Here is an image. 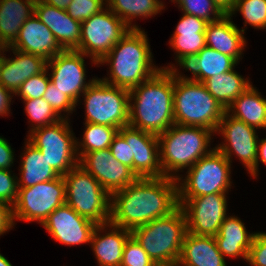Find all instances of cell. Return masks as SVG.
<instances>
[{
    "label": "cell",
    "mask_w": 266,
    "mask_h": 266,
    "mask_svg": "<svg viewBox=\"0 0 266 266\" xmlns=\"http://www.w3.org/2000/svg\"><path fill=\"white\" fill-rule=\"evenodd\" d=\"M178 206L177 179L165 176L138 178L111 195L110 222L132 231L171 214Z\"/></svg>",
    "instance_id": "cell-1"
},
{
    "label": "cell",
    "mask_w": 266,
    "mask_h": 266,
    "mask_svg": "<svg viewBox=\"0 0 266 266\" xmlns=\"http://www.w3.org/2000/svg\"><path fill=\"white\" fill-rule=\"evenodd\" d=\"M129 90L130 126L159 135L174 122V64Z\"/></svg>",
    "instance_id": "cell-2"
},
{
    "label": "cell",
    "mask_w": 266,
    "mask_h": 266,
    "mask_svg": "<svg viewBox=\"0 0 266 266\" xmlns=\"http://www.w3.org/2000/svg\"><path fill=\"white\" fill-rule=\"evenodd\" d=\"M144 30L130 29L127 34L117 42L98 65L109 67V77L102 78L103 82L122 87L128 90L150 79L161 68L153 63V54L147 34Z\"/></svg>",
    "instance_id": "cell-3"
},
{
    "label": "cell",
    "mask_w": 266,
    "mask_h": 266,
    "mask_svg": "<svg viewBox=\"0 0 266 266\" xmlns=\"http://www.w3.org/2000/svg\"><path fill=\"white\" fill-rule=\"evenodd\" d=\"M214 133L203 127L173 124L158 135L163 177L177 179L212 149ZM173 172V173H172ZM178 173V175H177Z\"/></svg>",
    "instance_id": "cell-4"
},
{
    "label": "cell",
    "mask_w": 266,
    "mask_h": 266,
    "mask_svg": "<svg viewBox=\"0 0 266 266\" xmlns=\"http://www.w3.org/2000/svg\"><path fill=\"white\" fill-rule=\"evenodd\" d=\"M174 69L173 113L178 125L203 127L214 134L226 110L203 83L186 79Z\"/></svg>",
    "instance_id": "cell-5"
},
{
    "label": "cell",
    "mask_w": 266,
    "mask_h": 266,
    "mask_svg": "<svg viewBox=\"0 0 266 266\" xmlns=\"http://www.w3.org/2000/svg\"><path fill=\"white\" fill-rule=\"evenodd\" d=\"M186 233V216L180 205L171 214L131 231V235L158 266L177 265Z\"/></svg>",
    "instance_id": "cell-6"
},
{
    "label": "cell",
    "mask_w": 266,
    "mask_h": 266,
    "mask_svg": "<svg viewBox=\"0 0 266 266\" xmlns=\"http://www.w3.org/2000/svg\"><path fill=\"white\" fill-rule=\"evenodd\" d=\"M66 204L96 224L110 222L111 195L79 164L63 176Z\"/></svg>",
    "instance_id": "cell-7"
},
{
    "label": "cell",
    "mask_w": 266,
    "mask_h": 266,
    "mask_svg": "<svg viewBox=\"0 0 266 266\" xmlns=\"http://www.w3.org/2000/svg\"><path fill=\"white\" fill-rule=\"evenodd\" d=\"M185 178L179 175L178 197H198L212 193L228 194L231 189V163L214 147L191 168ZM181 176V177H180Z\"/></svg>",
    "instance_id": "cell-8"
},
{
    "label": "cell",
    "mask_w": 266,
    "mask_h": 266,
    "mask_svg": "<svg viewBox=\"0 0 266 266\" xmlns=\"http://www.w3.org/2000/svg\"><path fill=\"white\" fill-rule=\"evenodd\" d=\"M82 96L85 102V122L118 129L129 124L128 89L109 85L97 77Z\"/></svg>",
    "instance_id": "cell-9"
},
{
    "label": "cell",
    "mask_w": 266,
    "mask_h": 266,
    "mask_svg": "<svg viewBox=\"0 0 266 266\" xmlns=\"http://www.w3.org/2000/svg\"><path fill=\"white\" fill-rule=\"evenodd\" d=\"M69 120L63 118L52 125L37 128L27 136V140L42 152L51 168L60 176L79 164L77 138Z\"/></svg>",
    "instance_id": "cell-10"
},
{
    "label": "cell",
    "mask_w": 266,
    "mask_h": 266,
    "mask_svg": "<svg viewBox=\"0 0 266 266\" xmlns=\"http://www.w3.org/2000/svg\"><path fill=\"white\" fill-rule=\"evenodd\" d=\"M129 30L130 28L106 6L99 13L81 22L80 44L75 51L85 54L98 66V62Z\"/></svg>",
    "instance_id": "cell-11"
},
{
    "label": "cell",
    "mask_w": 266,
    "mask_h": 266,
    "mask_svg": "<svg viewBox=\"0 0 266 266\" xmlns=\"http://www.w3.org/2000/svg\"><path fill=\"white\" fill-rule=\"evenodd\" d=\"M65 203L63 176L28 188H18L17 200L12 206L14 222L15 220L36 221L42 225L56 208Z\"/></svg>",
    "instance_id": "cell-12"
},
{
    "label": "cell",
    "mask_w": 266,
    "mask_h": 266,
    "mask_svg": "<svg viewBox=\"0 0 266 266\" xmlns=\"http://www.w3.org/2000/svg\"><path fill=\"white\" fill-rule=\"evenodd\" d=\"M226 197V194L220 193L198 197H178V203L186 216L187 232L215 236L228 214Z\"/></svg>",
    "instance_id": "cell-13"
},
{
    "label": "cell",
    "mask_w": 266,
    "mask_h": 266,
    "mask_svg": "<svg viewBox=\"0 0 266 266\" xmlns=\"http://www.w3.org/2000/svg\"><path fill=\"white\" fill-rule=\"evenodd\" d=\"M256 131L255 127L249 126L225 112L215 131V133L222 135L224 142L218 144L215 148L230 163H232V155L235 154L249 173L255 167L257 160L259 137Z\"/></svg>",
    "instance_id": "cell-14"
},
{
    "label": "cell",
    "mask_w": 266,
    "mask_h": 266,
    "mask_svg": "<svg viewBox=\"0 0 266 266\" xmlns=\"http://www.w3.org/2000/svg\"><path fill=\"white\" fill-rule=\"evenodd\" d=\"M85 54L75 50H64L47 61L50 82L67 95L77 106L80 96L97 79L86 82ZM50 68V69H49Z\"/></svg>",
    "instance_id": "cell-15"
},
{
    "label": "cell",
    "mask_w": 266,
    "mask_h": 266,
    "mask_svg": "<svg viewBox=\"0 0 266 266\" xmlns=\"http://www.w3.org/2000/svg\"><path fill=\"white\" fill-rule=\"evenodd\" d=\"M79 165L89 172L110 195L138 179L130 167L113 157L109 148L86 153L79 160Z\"/></svg>",
    "instance_id": "cell-16"
},
{
    "label": "cell",
    "mask_w": 266,
    "mask_h": 266,
    "mask_svg": "<svg viewBox=\"0 0 266 266\" xmlns=\"http://www.w3.org/2000/svg\"><path fill=\"white\" fill-rule=\"evenodd\" d=\"M42 226L51 237L64 245L76 246L90 244L92 233L97 224L79 215L66 203L56 208Z\"/></svg>",
    "instance_id": "cell-17"
},
{
    "label": "cell",
    "mask_w": 266,
    "mask_h": 266,
    "mask_svg": "<svg viewBox=\"0 0 266 266\" xmlns=\"http://www.w3.org/2000/svg\"><path fill=\"white\" fill-rule=\"evenodd\" d=\"M11 50L14 58H7L4 52ZM47 69V60L41 56L16 49L3 48L0 61V84L13 95L27 79Z\"/></svg>",
    "instance_id": "cell-18"
},
{
    "label": "cell",
    "mask_w": 266,
    "mask_h": 266,
    "mask_svg": "<svg viewBox=\"0 0 266 266\" xmlns=\"http://www.w3.org/2000/svg\"><path fill=\"white\" fill-rule=\"evenodd\" d=\"M9 49L38 55L47 61L64 51L50 29L35 14L22 25Z\"/></svg>",
    "instance_id": "cell-19"
},
{
    "label": "cell",
    "mask_w": 266,
    "mask_h": 266,
    "mask_svg": "<svg viewBox=\"0 0 266 266\" xmlns=\"http://www.w3.org/2000/svg\"><path fill=\"white\" fill-rule=\"evenodd\" d=\"M207 24L202 18L183 13L169 40L170 46L176 52L175 61L180 68L206 46Z\"/></svg>",
    "instance_id": "cell-20"
},
{
    "label": "cell",
    "mask_w": 266,
    "mask_h": 266,
    "mask_svg": "<svg viewBox=\"0 0 266 266\" xmlns=\"http://www.w3.org/2000/svg\"><path fill=\"white\" fill-rule=\"evenodd\" d=\"M35 16L44 23L64 50H75L81 39V22L72 19L67 11L36 0Z\"/></svg>",
    "instance_id": "cell-21"
},
{
    "label": "cell",
    "mask_w": 266,
    "mask_h": 266,
    "mask_svg": "<svg viewBox=\"0 0 266 266\" xmlns=\"http://www.w3.org/2000/svg\"><path fill=\"white\" fill-rule=\"evenodd\" d=\"M131 157L138 178L163 177L158 135L131 126Z\"/></svg>",
    "instance_id": "cell-22"
},
{
    "label": "cell",
    "mask_w": 266,
    "mask_h": 266,
    "mask_svg": "<svg viewBox=\"0 0 266 266\" xmlns=\"http://www.w3.org/2000/svg\"><path fill=\"white\" fill-rule=\"evenodd\" d=\"M231 17L225 14L216 21L208 22L205 31L206 46L232 57L239 63L247 44L244 37L245 28L239 29Z\"/></svg>",
    "instance_id": "cell-23"
},
{
    "label": "cell",
    "mask_w": 266,
    "mask_h": 266,
    "mask_svg": "<svg viewBox=\"0 0 266 266\" xmlns=\"http://www.w3.org/2000/svg\"><path fill=\"white\" fill-rule=\"evenodd\" d=\"M108 233H106L108 230ZM105 231V232H104ZM105 233L103 235L99 233ZM131 231L111 222L97 224L92 236L90 245L99 266H120L123 256V249Z\"/></svg>",
    "instance_id": "cell-24"
},
{
    "label": "cell",
    "mask_w": 266,
    "mask_h": 266,
    "mask_svg": "<svg viewBox=\"0 0 266 266\" xmlns=\"http://www.w3.org/2000/svg\"><path fill=\"white\" fill-rule=\"evenodd\" d=\"M225 259L217 247L214 236L187 232L176 266H227Z\"/></svg>",
    "instance_id": "cell-25"
},
{
    "label": "cell",
    "mask_w": 266,
    "mask_h": 266,
    "mask_svg": "<svg viewBox=\"0 0 266 266\" xmlns=\"http://www.w3.org/2000/svg\"><path fill=\"white\" fill-rule=\"evenodd\" d=\"M255 233H248L244 223L237 216H227L219 232L214 236L222 256L247 260Z\"/></svg>",
    "instance_id": "cell-26"
},
{
    "label": "cell",
    "mask_w": 266,
    "mask_h": 266,
    "mask_svg": "<svg viewBox=\"0 0 266 266\" xmlns=\"http://www.w3.org/2000/svg\"><path fill=\"white\" fill-rule=\"evenodd\" d=\"M36 0H0V47H10L25 21L34 14Z\"/></svg>",
    "instance_id": "cell-27"
},
{
    "label": "cell",
    "mask_w": 266,
    "mask_h": 266,
    "mask_svg": "<svg viewBox=\"0 0 266 266\" xmlns=\"http://www.w3.org/2000/svg\"><path fill=\"white\" fill-rule=\"evenodd\" d=\"M237 64L232 57L205 46L181 68L192 73L193 78L183 75L186 79L203 83L212 76L233 70Z\"/></svg>",
    "instance_id": "cell-28"
},
{
    "label": "cell",
    "mask_w": 266,
    "mask_h": 266,
    "mask_svg": "<svg viewBox=\"0 0 266 266\" xmlns=\"http://www.w3.org/2000/svg\"><path fill=\"white\" fill-rule=\"evenodd\" d=\"M21 155L20 177L17 179L18 188H28L60 176L51 168L42 152L27 139Z\"/></svg>",
    "instance_id": "cell-29"
},
{
    "label": "cell",
    "mask_w": 266,
    "mask_h": 266,
    "mask_svg": "<svg viewBox=\"0 0 266 266\" xmlns=\"http://www.w3.org/2000/svg\"><path fill=\"white\" fill-rule=\"evenodd\" d=\"M226 112L256 129H266V98L253 85L237 97Z\"/></svg>",
    "instance_id": "cell-30"
},
{
    "label": "cell",
    "mask_w": 266,
    "mask_h": 266,
    "mask_svg": "<svg viewBox=\"0 0 266 266\" xmlns=\"http://www.w3.org/2000/svg\"><path fill=\"white\" fill-rule=\"evenodd\" d=\"M207 91L226 110L251 84L248 78H243L234 69L206 79L203 82Z\"/></svg>",
    "instance_id": "cell-31"
},
{
    "label": "cell",
    "mask_w": 266,
    "mask_h": 266,
    "mask_svg": "<svg viewBox=\"0 0 266 266\" xmlns=\"http://www.w3.org/2000/svg\"><path fill=\"white\" fill-rule=\"evenodd\" d=\"M107 7L130 29H139L133 19L148 18L160 13L164 8L156 0H106Z\"/></svg>",
    "instance_id": "cell-32"
},
{
    "label": "cell",
    "mask_w": 266,
    "mask_h": 266,
    "mask_svg": "<svg viewBox=\"0 0 266 266\" xmlns=\"http://www.w3.org/2000/svg\"><path fill=\"white\" fill-rule=\"evenodd\" d=\"M85 131L83 140L76 139V149L79 160L89 152L109 148L113 138L118 133V128L107 125L84 123Z\"/></svg>",
    "instance_id": "cell-33"
},
{
    "label": "cell",
    "mask_w": 266,
    "mask_h": 266,
    "mask_svg": "<svg viewBox=\"0 0 266 266\" xmlns=\"http://www.w3.org/2000/svg\"><path fill=\"white\" fill-rule=\"evenodd\" d=\"M23 101L25 103V111L30 120L29 122L32 123V128H29L28 134L37 128L52 125L63 119L43 98L24 99Z\"/></svg>",
    "instance_id": "cell-34"
},
{
    "label": "cell",
    "mask_w": 266,
    "mask_h": 266,
    "mask_svg": "<svg viewBox=\"0 0 266 266\" xmlns=\"http://www.w3.org/2000/svg\"><path fill=\"white\" fill-rule=\"evenodd\" d=\"M239 11L247 24L257 29H266V0H235L229 15L233 16Z\"/></svg>",
    "instance_id": "cell-35"
},
{
    "label": "cell",
    "mask_w": 266,
    "mask_h": 266,
    "mask_svg": "<svg viewBox=\"0 0 266 266\" xmlns=\"http://www.w3.org/2000/svg\"><path fill=\"white\" fill-rule=\"evenodd\" d=\"M184 14L194 15L207 22L220 19L225 13L213 0H171Z\"/></svg>",
    "instance_id": "cell-36"
},
{
    "label": "cell",
    "mask_w": 266,
    "mask_h": 266,
    "mask_svg": "<svg viewBox=\"0 0 266 266\" xmlns=\"http://www.w3.org/2000/svg\"><path fill=\"white\" fill-rule=\"evenodd\" d=\"M112 155L133 171V157H131V126L127 125L118 130L109 147Z\"/></svg>",
    "instance_id": "cell-37"
},
{
    "label": "cell",
    "mask_w": 266,
    "mask_h": 266,
    "mask_svg": "<svg viewBox=\"0 0 266 266\" xmlns=\"http://www.w3.org/2000/svg\"><path fill=\"white\" fill-rule=\"evenodd\" d=\"M120 266H158L131 235L124 246Z\"/></svg>",
    "instance_id": "cell-38"
},
{
    "label": "cell",
    "mask_w": 266,
    "mask_h": 266,
    "mask_svg": "<svg viewBox=\"0 0 266 266\" xmlns=\"http://www.w3.org/2000/svg\"><path fill=\"white\" fill-rule=\"evenodd\" d=\"M48 71L46 69L44 72L27 79L14 95L20 96L22 100L42 98L50 82Z\"/></svg>",
    "instance_id": "cell-39"
},
{
    "label": "cell",
    "mask_w": 266,
    "mask_h": 266,
    "mask_svg": "<svg viewBox=\"0 0 266 266\" xmlns=\"http://www.w3.org/2000/svg\"><path fill=\"white\" fill-rule=\"evenodd\" d=\"M42 98L50 104V106L61 118L68 119L70 113L75 111L76 104L67 95L55 88L51 82H49ZM65 112L66 115L64 114Z\"/></svg>",
    "instance_id": "cell-40"
},
{
    "label": "cell",
    "mask_w": 266,
    "mask_h": 266,
    "mask_svg": "<svg viewBox=\"0 0 266 266\" xmlns=\"http://www.w3.org/2000/svg\"><path fill=\"white\" fill-rule=\"evenodd\" d=\"M104 5L106 0H72L66 11L72 19L83 22L103 10Z\"/></svg>",
    "instance_id": "cell-41"
},
{
    "label": "cell",
    "mask_w": 266,
    "mask_h": 266,
    "mask_svg": "<svg viewBox=\"0 0 266 266\" xmlns=\"http://www.w3.org/2000/svg\"><path fill=\"white\" fill-rule=\"evenodd\" d=\"M11 172L8 169L0 170V201L13 206L18 195V176Z\"/></svg>",
    "instance_id": "cell-42"
},
{
    "label": "cell",
    "mask_w": 266,
    "mask_h": 266,
    "mask_svg": "<svg viewBox=\"0 0 266 266\" xmlns=\"http://www.w3.org/2000/svg\"><path fill=\"white\" fill-rule=\"evenodd\" d=\"M250 266H266V233L255 232L247 260Z\"/></svg>",
    "instance_id": "cell-43"
},
{
    "label": "cell",
    "mask_w": 266,
    "mask_h": 266,
    "mask_svg": "<svg viewBox=\"0 0 266 266\" xmlns=\"http://www.w3.org/2000/svg\"><path fill=\"white\" fill-rule=\"evenodd\" d=\"M14 225L12 206L0 201V236L10 231Z\"/></svg>",
    "instance_id": "cell-44"
},
{
    "label": "cell",
    "mask_w": 266,
    "mask_h": 266,
    "mask_svg": "<svg viewBox=\"0 0 266 266\" xmlns=\"http://www.w3.org/2000/svg\"><path fill=\"white\" fill-rule=\"evenodd\" d=\"M14 150L11 148V145L8 141L0 136V170L11 168L14 163Z\"/></svg>",
    "instance_id": "cell-45"
},
{
    "label": "cell",
    "mask_w": 266,
    "mask_h": 266,
    "mask_svg": "<svg viewBox=\"0 0 266 266\" xmlns=\"http://www.w3.org/2000/svg\"><path fill=\"white\" fill-rule=\"evenodd\" d=\"M10 90H7L3 85L0 84V116H8L10 114L11 100L14 95Z\"/></svg>",
    "instance_id": "cell-46"
},
{
    "label": "cell",
    "mask_w": 266,
    "mask_h": 266,
    "mask_svg": "<svg viewBox=\"0 0 266 266\" xmlns=\"http://www.w3.org/2000/svg\"><path fill=\"white\" fill-rule=\"evenodd\" d=\"M259 162L266 165V138L258 140L257 160L255 167L249 172L254 178H257Z\"/></svg>",
    "instance_id": "cell-47"
},
{
    "label": "cell",
    "mask_w": 266,
    "mask_h": 266,
    "mask_svg": "<svg viewBox=\"0 0 266 266\" xmlns=\"http://www.w3.org/2000/svg\"><path fill=\"white\" fill-rule=\"evenodd\" d=\"M213 1L218 5V7H220V9L225 14H229L235 4V0H213Z\"/></svg>",
    "instance_id": "cell-48"
},
{
    "label": "cell",
    "mask_w": 266,
    "mask_h": 266,
    "mask_svg": "<svg viewBox=\"0 0 266 266\" xmlns=\"http://www.w3.org/2000/svg\"><path fill=\"white\" fill-rule=\"evenodd\" d=\"M41 1L50 6L66 10L72 0H41Z\"/></svg>",
    "instance_id": "cell-49"
},
{
    "label": "cell",
    "mask_w": 266,
    "mask_h": 266,
    "mask_svg": "<svg viewBox=\"0 0 266 266\" xmlns=\"http://www.w3.org/2000/svg\"><path fill=\"white\" fill-rule=\"evenodd\" d=\"M0 266H12L6 257L0 253Z\"/></svg>",
    "instance_id": "cell-50"
},
{
    "label": "cell",
    "mask_w": 266,
    "mask_h": 266,
    "mask_svg": "<svg viewBox=\"0 0 266 266\" xmlns=\"http://www.w3.org/2000/svg\"><path fill=\"white\" fill-rule=\"evenodd\" d=\"M156 1L165 9V7H164L165 4H163L162 0L161 1L160 0H156Z\"/></svg>",
    "instance_id": "cell-51"
},
{
    "label": "cell",
    "mask_w": 266,
    "mask_h": 266,
    "mask_svg": "<svg viewBox=\"0 0 266 266\" xmlns=\"http://www.w3.org/2000/svg\"><path fill=\"white\" fill-rule=\"evenodd\" d=\"M3 53V48L2 47H0V54H2Z\"/></svg>",
    "instance_id": "cell-52"
}]
</instances>
